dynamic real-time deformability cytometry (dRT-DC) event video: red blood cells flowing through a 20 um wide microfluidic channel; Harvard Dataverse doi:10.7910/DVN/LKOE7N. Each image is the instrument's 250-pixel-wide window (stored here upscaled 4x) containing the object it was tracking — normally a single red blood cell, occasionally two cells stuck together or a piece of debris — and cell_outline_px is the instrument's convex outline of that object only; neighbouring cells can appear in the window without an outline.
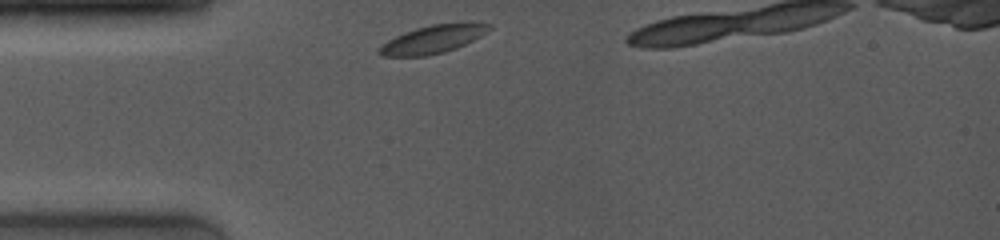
{"species": "common noctule bat (a hibernating species)", "species_latin": "Nyctalus noctula", "temperature_condition": "room temperature", "stored_images_in_passage": 59, "camera_frame_rate_fps": 4000, "um_per_image_px": 0.085, "animal": {"sex": "female", "body_mass_g": 19.0, "forearm_length_mm": 53.3}, "frame": {"image": 1, "passage_image": 1, "time_ms": 0.0, "image_size_px": [1000, 240], "cell_outline_px": [[492, 28], [480, 36], [456, 48], [444, 52], [424, 56], [384, 56], [376, 52], [388, 40], [404, 32], [416, 28], [432, 24], [492, 24]], "centroid_in_image_um": [36.75, 3.36], "position_along_channel_um": 48.3, "area_um2": 17.34}}
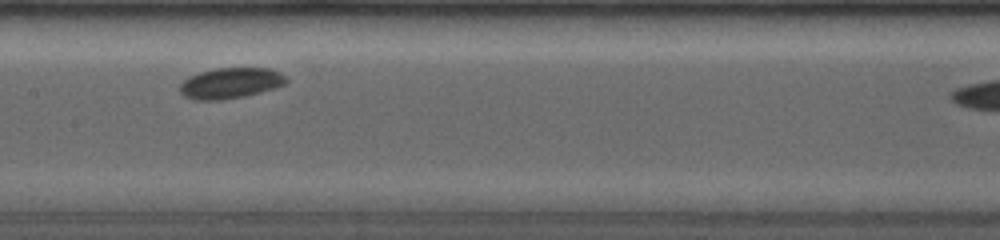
{"frame": {"image": 2, "passage_image": 23, "time_ms": 4.0, "image_size_px": [1000, 240], "cell_outline_px": [[288, 80], [284, 84], [276, 88], [244, 96], [220, 100], [196, 100], [184, 96], [180, 92], [180, 84], [188, 76], [200, 72], [216, 68], [268, 68], [280, 72], [288, 76]], "centroid_in_image_um": [19.61, 7.06], "position_along_channel_um": 187.8, "area_um2": 19.13}}
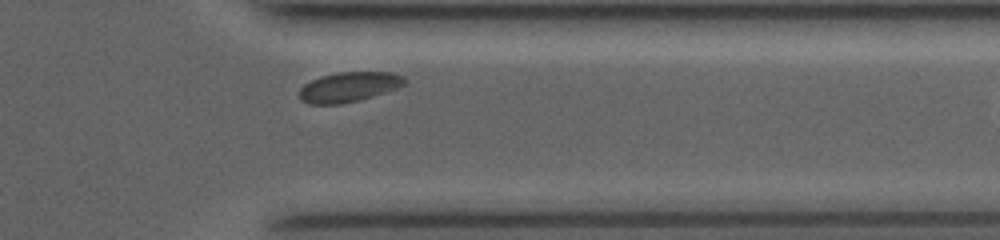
{"frame": {"image": 3, "passage_image": 53, "time_ms": 9.0, "image_size_px": [1000, 240], "cell_outline_px": [[408, 80], [404, 84], [396, 88], [360, 100], [340, 104], [308, 104], [300, 100], [300, 88], [304, 84], [320, 76], [340, 72], [392, 72], [404, 76]], "centroid_in_image_um": [29.65, 7.39], "position_along_channel_um": 381.7, "area_um2": 18.32}}